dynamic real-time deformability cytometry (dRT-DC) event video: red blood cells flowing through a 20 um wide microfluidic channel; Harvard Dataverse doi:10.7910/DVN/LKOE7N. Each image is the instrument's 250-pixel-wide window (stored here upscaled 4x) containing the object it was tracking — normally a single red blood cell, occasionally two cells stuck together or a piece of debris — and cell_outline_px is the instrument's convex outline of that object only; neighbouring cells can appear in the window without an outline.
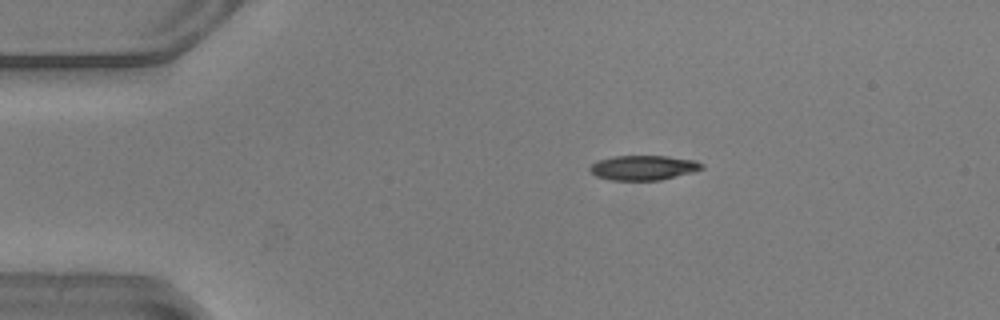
{"species": "common noctule bat (a hibernating species)", "species_latin": "Nyctalus noctula", "temperature_condition": "warm", "stored_images_in_passage": 36, "camera_frame_rate_fps": 3000, "um_per_image_px": 0.085, "animal": {"sex": "male", "body_mass_g": 20.5, "forearm_length_mm": 52.5}, "frame": {"image": 1, "passage_image": 1, "time_ms": 0.0, "image_size_px": [1000, 320], "cell_outline_px": [[704, 168], [692, 172], [660, 180], [612, 180], [596, 176], [588, 168], [596, 160], [612, 156], [668, 156], [696, 160], [704, 164]], "centroid_in_image_um": [54.69, 14.24], "position_along_channel_um": 30.3, "area_um2": 16.18}}
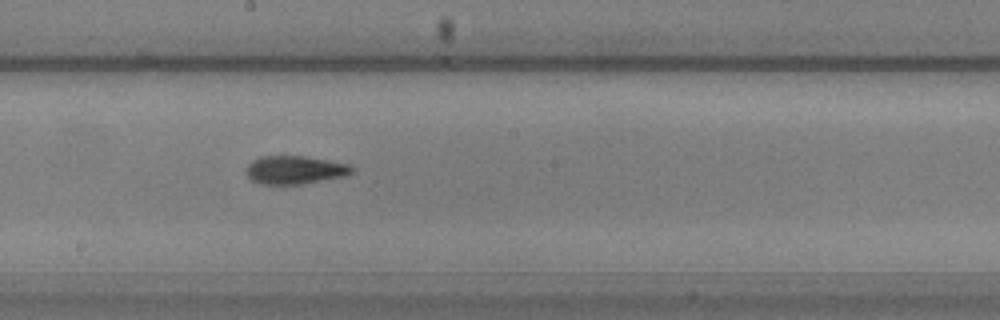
{"frame": {"image": 2, "passage_image": 20, "time_ms": 6.333, "image_size_px": [1000, 320], "cell_outline_px": [[356, 168], [348, 176], [300, 184], [260, 184], [252, 180], [248, 176], [248, 164], [252, 160], [260, 156], [304, 156], [352, 164]], "centroid_in_image_um": [25.14, 14.44], "position_along_channel_um": 223.1, "area_um2": 17.51}}
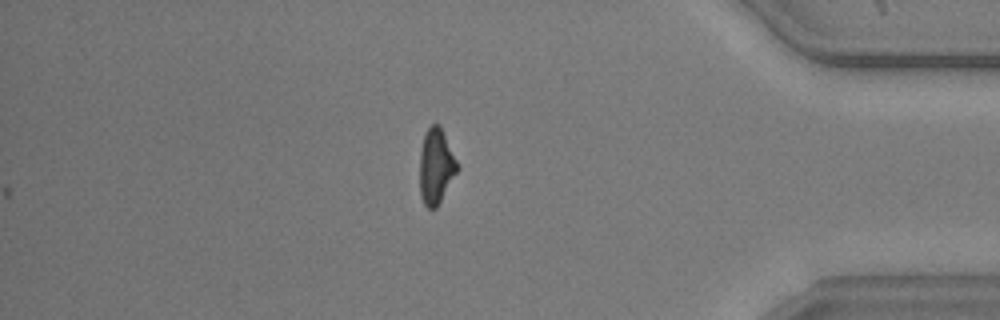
{"frame": {"image": 3, "passage_image": 36, "time_ms": 11.667, "image_size_px": [1000, 320], "cell_outline_px": [[460, 168], [436, 208], [428, 208], [424, 204], [420, 196], [420, 152], [424, 136], [428, 128], [432, 124], [440, 124]], "centroid_in_image_um": [37.07, 14.14], "position_along_channel_um": 398.1, "area_um2": 16.47}, "authors_computed_cell_mechanics": {"area_um2": 17.2533, "velocity_mm_per_s": 3.8841, "shape_relaxation_time_tau1_ms": 2.1627, "shape_relaxation_time_tau2_ms": 2.276, "deformation_change_tau1": 0.1627, "deformation_change_tau2": 0.1146}}